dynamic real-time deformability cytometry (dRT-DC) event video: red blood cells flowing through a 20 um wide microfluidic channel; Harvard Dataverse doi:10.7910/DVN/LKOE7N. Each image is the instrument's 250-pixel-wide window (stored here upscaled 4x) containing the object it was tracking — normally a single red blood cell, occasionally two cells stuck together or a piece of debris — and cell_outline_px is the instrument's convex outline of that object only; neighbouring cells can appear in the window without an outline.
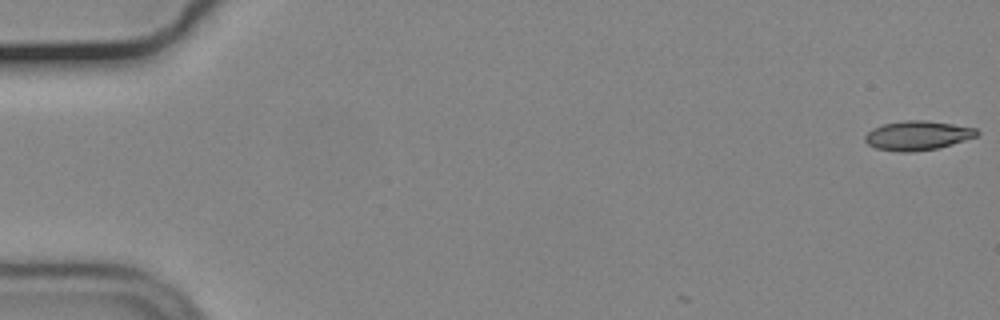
{"species": "common noctule bat (a hibernating species)", "species_latin": "Nyctalus noctula", "temperature_condition": "cold", "stored_images_in_passage": 8, "camera_frame_rate_fps": 3000, "um_per_image_px": 0.085, "animal": {"sex": "male", "body_mass_g": 19.2, "forearm_length_mm": 51.8}, "frame": {"image": 1, "passage_image": 1, "time_ms": 0.0, "image_size_px": [1000, 320], "cell_outline_px": [[980, 132], [976, 136], [952, 144], [936, 148], [912, 152], [900, 152], [876, 148], [868, 144], [864, 140], [864, 136], [872, 128], [880, 124], [904, 120], [928, 120], [976, 128]], "centroid_in_image_um": [77.95, 11.5], "position_along_channel_um": 7.0, "area_um2": 19.13}}